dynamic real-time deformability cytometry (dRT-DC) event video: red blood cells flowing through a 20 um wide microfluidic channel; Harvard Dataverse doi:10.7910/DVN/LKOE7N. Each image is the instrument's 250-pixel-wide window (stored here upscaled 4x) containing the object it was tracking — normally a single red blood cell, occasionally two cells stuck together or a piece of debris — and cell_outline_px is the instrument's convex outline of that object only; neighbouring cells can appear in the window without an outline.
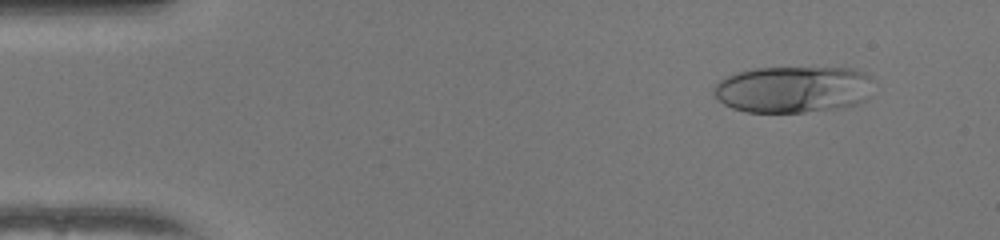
{"species": "human", "species_latin": "Homo sapiens", "temperature_condition": "warm", "stored_images_in_passage": 51, "camera_frame_rate_fps": 3000, "um_per_image_px": 0.085, "donor": {"sex": "female"}, "frame": {"image": 1, "passage_image": 5, "time_ms": 1.333, "image_size_px": [1000, 240], "cell_outline_px": [[872, 76], [864, 100], [856, 104], [840, 108], [804, 112], [748, 112], [732, 108], [724, 104], [712, 92], [712, 88], [720, 80], [736, 72], [756, 68], [856, 68]], "centroid_in_image_um": [67.38, 7.59], "position_along_channel_um": 17.6, "area_um2": 43.29}}
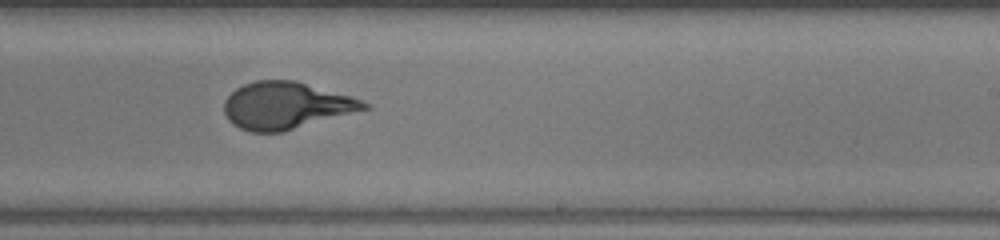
{"frame": {"image": 2, "passage_image": 31, "time_ms": 10.0, "image_size_px": [1000, 240], "cell_outline_px": [[372, 108], [284, 132], [252, 132], [240, 128], [232, 124], [228, 120], [224, 112], [224, 100], [236, 88], [244, 84], [256, 80], [296, 80], [352, 96], [372, 104]], "centroid_in_image_um": [24.36, 8.97], "position_along_channel_um": 264.6, "area_um2": 38.84}}
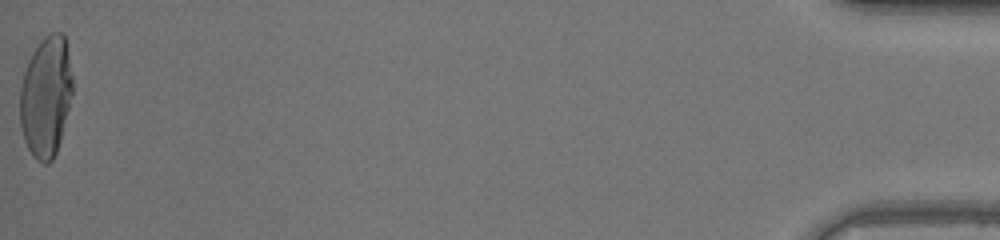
{"frame": {"image": 3, "passage_image": 51, "time_ms": 16.667, "image_size_px": [1000, 240], "cell_outline_px": [[72, 96], [60, 140], [56, 152], [52, 160], [48, 164], [44, 164], [36, 160], [32, 156], [24, 140], [20, 124], [20, 88], [24, 72], [28, 60], [32, 52], [40, 40], [48, 32], [60, 32], [64, 36], [72, 76]], "centroid_in_image_um": [3.89, 8.22], "position_along_channel_um": 431.3, "area_um2": 37.11}, "authors_computed_cell_mechanics": {"area_um2": 38.7838, "velocity_mm_per_s": 4.0723, "shape_relaxation_time_tau1_ms": 6.1315, "shape_relaxation_time_tau2_ms": null, "deformation_change_tau1": 0.2987, "deformation_change_tau2": null}}